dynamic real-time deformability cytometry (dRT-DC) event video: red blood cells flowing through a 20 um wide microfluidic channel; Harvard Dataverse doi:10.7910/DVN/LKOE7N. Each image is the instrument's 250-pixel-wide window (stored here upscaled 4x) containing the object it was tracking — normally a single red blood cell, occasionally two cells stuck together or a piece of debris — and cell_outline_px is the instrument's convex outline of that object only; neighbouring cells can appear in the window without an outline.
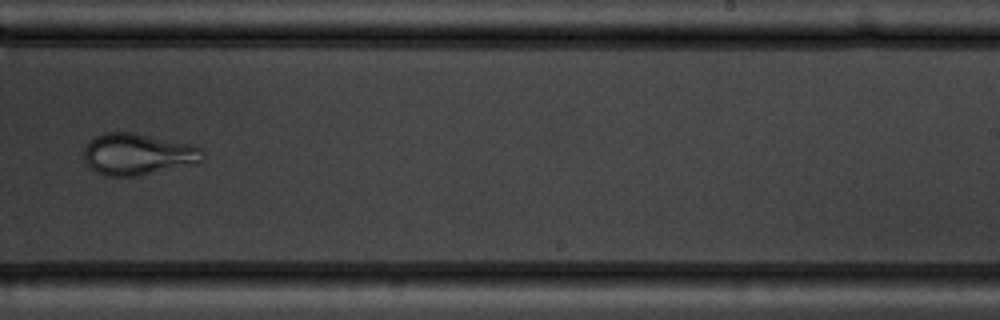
{"species": "common noctule bat (a hibernating species)", "species_latin": "Nyctalus noctula", "temperature_condition": "warm", "stored_images_in_passage": 11, "camera_frame_rate_fps": 3000, "um_per_image_px": 0.085, "animal": {"sex": "male", "body_mass_g": 19.5, "forearm_length_mm": 54.6}, "frame": {"image": 1, "passage_image": 10, "time_ms": 11.0, "image_size_px": [1000, 320], "cell_outline_px": [[204, 160], [200, 164], [140, 176], [104, 176], [96, 172], [84, 160], [84, 148], [96, 136], [104, 132], [132, 132], [196, 144], [200, 148]], "centroid_in_image_um": [11.79, 13.12], "position_along_channel_um": 277.2, "area_um2": 29.36}}